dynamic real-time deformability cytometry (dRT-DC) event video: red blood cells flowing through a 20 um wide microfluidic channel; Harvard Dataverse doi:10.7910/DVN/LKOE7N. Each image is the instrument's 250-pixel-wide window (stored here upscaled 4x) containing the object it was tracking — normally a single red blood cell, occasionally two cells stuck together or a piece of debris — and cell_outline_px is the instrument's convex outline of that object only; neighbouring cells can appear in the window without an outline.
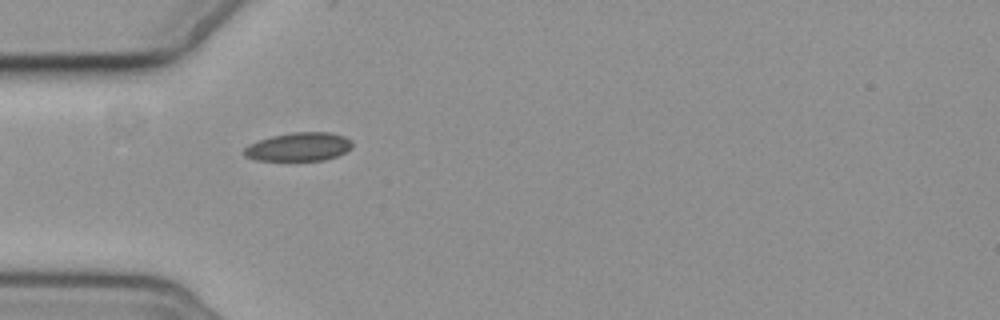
{"species": "common noctule bat (a hibernating species)", "species_latin": "Nyctalus noctula", "temperature_condition": "cold", "stored_images_in_passage": 15, "camera_frame_rate_fps": 3000, "um_per_image_px": 0.085, "animal": {"sex": "female", "body_mass_g": 19.3, "forearm_length_mm": 54.1}, "frame": {"image": 1, "passage_image": 5, "time_ms": 5.333, "image_size_px": [1000, 320], "cell_outline_px": [[352, 148], [336, 156], [324, 160], [256, 160], [244, 156], [244, 148], [248, 144], [272, 136], [292, 132], [332, 132], [344, 136], [352, 140]], "centroid_in_image_um": [25.41, 12.47], "position_along_channel_um": 59.6, "area_um2": 17.98}}
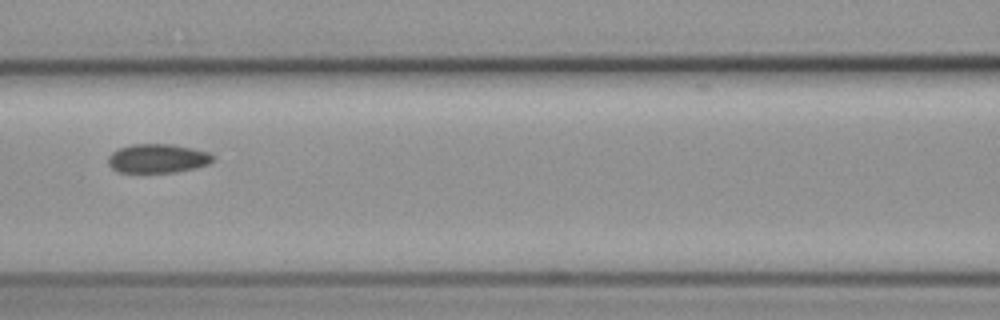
{"frame": {"image": 2, "passage_image": 7, "time_ms": 8.0, "image_size_px": [1000, 320], "cell_outline_px": [[212, 160], [208, 164], [196, 168], [176, 172], [120, 172], [112, 168], [108, 164], [108, 156], [112, 152], [120, 148], [132, 144], [172, 144], [192, 148], [208, 152], [212, 156]], "centroid_in_image_um": [13.38, 13.46], "position_along_channel_um": 153.2, "area_um2": 17.57}}
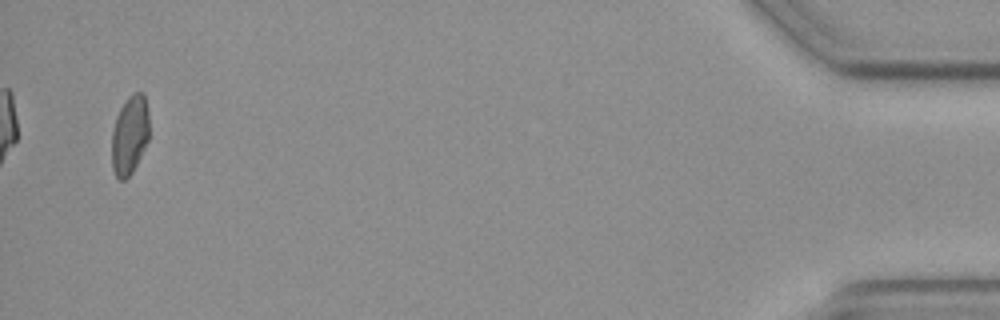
{"frame": {"image": 3, "passage_image": 15, "time_ms": 18.0, "image_size_px": [1000, 320], "cell_outline_px": [[148, 140], [132, 172], [124, 180], [120, 180], [116, 176], [112, 168], [112, 128], [116, 116], [120, 108], [128, 96], [132, 92], [144, 92], [148, 112]], "centroid_in_image_um": [11.01, 11.44], "position_along_channel_um": 424.2, "area_um2": 17.22}, "authors_computed_cell_mechanics": {"area_um2": 17.5712, "velocity_mm_per_s": 3.6388, "shape_relaxation_time_tau1_ms": null, "shape_relaxation_time_tau2_ms": 2.5999, "deformation_change_tau1": null, "deformation_change_tau2": 0.0454}}